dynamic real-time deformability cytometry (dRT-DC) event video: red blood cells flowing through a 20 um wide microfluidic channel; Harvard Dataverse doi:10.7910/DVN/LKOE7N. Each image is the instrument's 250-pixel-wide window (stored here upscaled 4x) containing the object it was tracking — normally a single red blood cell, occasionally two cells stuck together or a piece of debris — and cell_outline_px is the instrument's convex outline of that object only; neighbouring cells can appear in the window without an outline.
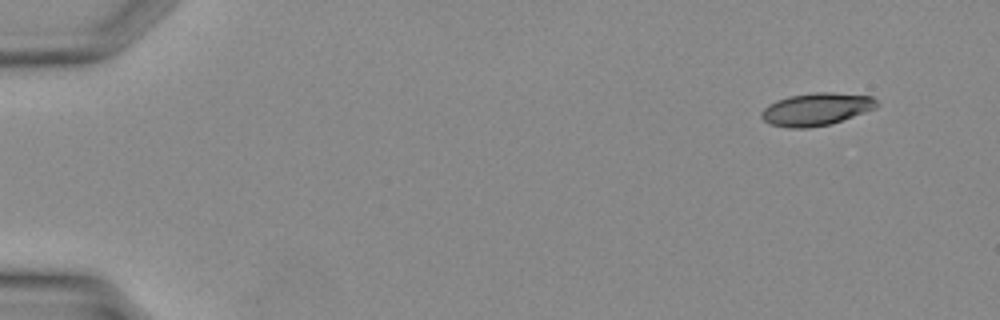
{"species": "Egyptian fruit bat (a non-hibernating species)", "species_latin": "Rousettus aegyptiacus", "temperature_condition": "warm", "stored_images_in_passage": 5, "camera_frame_rate_fps": 3000, "um_per_image_px": 0.085, "animal": {"sex": "female"}, "frame": {"image": 1, "passage_image": 1, "time_ms": 0.0, "image_size_px": [1000, 320], "cell_outline_px": [[876, 108], [832, 124], [808, 128], [792, 128], [772, 124], [764, 120], [760, 116], [760, 112], [768, 104], [776, 100], [792, 96], [816, 92], [832, 92], [872, 96], [876, 100]], "centroid_in_image_um": [69.38, 9.28], "position_along_channel_um": 15.6, "area_um2": 21.79}}